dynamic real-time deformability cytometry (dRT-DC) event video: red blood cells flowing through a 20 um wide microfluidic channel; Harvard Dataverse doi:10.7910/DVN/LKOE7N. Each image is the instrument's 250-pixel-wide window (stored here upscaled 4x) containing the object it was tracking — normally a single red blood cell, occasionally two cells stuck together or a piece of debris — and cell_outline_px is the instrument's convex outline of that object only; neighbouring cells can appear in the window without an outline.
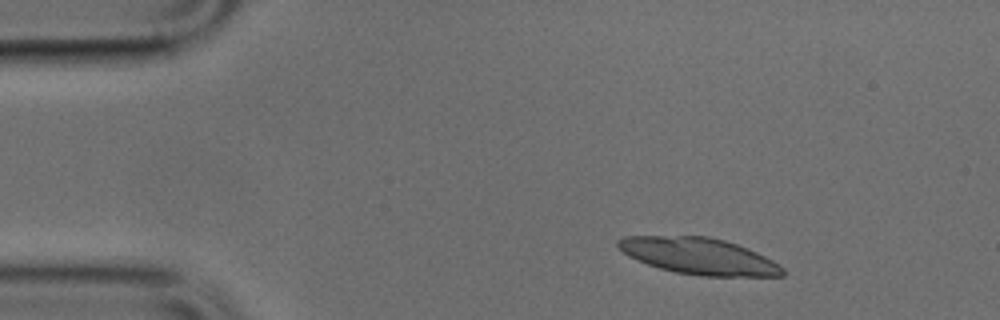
{"species": "common noctule bat (a hibernating species)", "species_latin": "Nyctalus noctula", "temperature_condition": "cold", "stored_images_in_passage": 46, "camera_frame_rate_fps": 3000, "um_per_image_px": 0.085, "animal": {"sex": "male", "body_mass_g": 17.9, "forearm_length_mm": 54.2}, "frame": {"image": 1, "passage_image": 4, "time_ms": 1.0, "image_size_px": [1000, 320], "cell_outline_px": [[788, 272], [784, 276], [700, 276], [676, 272], [660, 268], [636, 260], [628, 256], [616, 244], [616, 240], [624, 236], [708, 236], [724, 240], [748, 248], [780, 264]], "centroid_in_image_um": [59.43, 21.77], "position_along_channel_um": 25.6, "area_um2": 35.03}}